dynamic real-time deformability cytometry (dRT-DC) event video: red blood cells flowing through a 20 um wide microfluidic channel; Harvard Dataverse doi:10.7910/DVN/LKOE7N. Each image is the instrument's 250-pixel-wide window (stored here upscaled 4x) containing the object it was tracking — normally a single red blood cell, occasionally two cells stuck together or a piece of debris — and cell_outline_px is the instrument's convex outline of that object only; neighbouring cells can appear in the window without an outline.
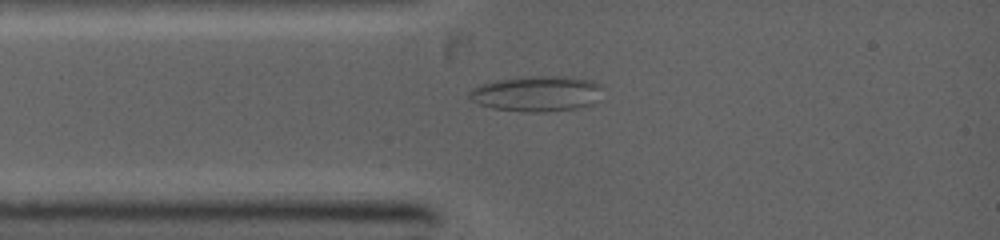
{"species": "common noctule bat (a hibernating species)", "species_latin": "Nyctalus noctula", "temperature_condition": "warm", "stored_images_in_passage": 4, "camera_frame_rate_fps": 5000, "um_per_image_px": 0.085, "animal": {"sex": "female", "body_mass_g": 19.0, "forearm_length_mm": 53.3}, "frame": {"image": 1, "passage_image": 3, "time_ms": 1.4, "image_size_px": [1000, 240], "cell_outline_px": [[604, 84], [588, 104], [576, 108], [544, 112], [528, 112], [492, 108], [480, 104], [472, 100], [468, 96], [468, 92], [472, 88], [496, 80], [528, 76], [572, 76], [592, 80]], "centroid_in_image_um": [45.58, 7.94], "position_along_channel_um": 39.4, "area_um2": 27.22}}